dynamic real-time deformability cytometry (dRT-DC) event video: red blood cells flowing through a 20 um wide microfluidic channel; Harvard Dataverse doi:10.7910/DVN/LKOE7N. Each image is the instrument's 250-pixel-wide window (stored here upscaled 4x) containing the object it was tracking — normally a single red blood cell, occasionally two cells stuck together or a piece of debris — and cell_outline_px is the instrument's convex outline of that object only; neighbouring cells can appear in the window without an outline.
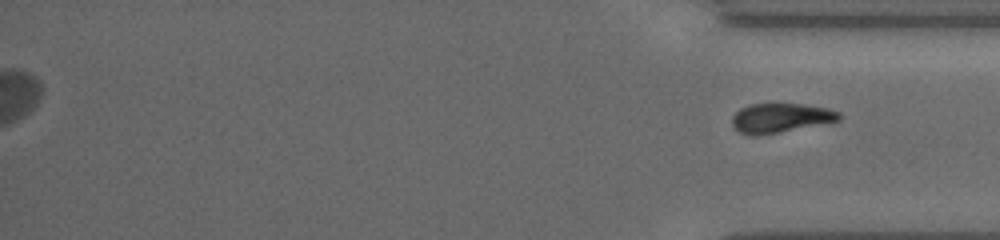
{"species": "common noctule bat (a hibernating species)", "species_latin": "Nyctalus noctula", "temperature_condition": "cold", "stored_images_in_passage": 51, "segment_of_instrument_passage": [2, 2], "camera_frame_rate_fps": 3000, "um_per_image_px": 0.085, "animal": {"sex": "female", "body_mass_g": 19.5, "forearm_length_mm": 54.1}, "frame": {"image": 1, "passage_image": 51, "time_ms": 16.667, "image_size_px": [1000, 240], "cell_outline_px": [[840, 120], [776, 132], [752, 136], [740, 132], [732, 124], [732, 116], [740, 108], [748, 104], [772, 100], [800, 104], [824, 108], [840, 112]], "centroid_in_image_um": [66.27, 9.96], "position_along_channel_um": 368.9, "area_um2": 18.5}}